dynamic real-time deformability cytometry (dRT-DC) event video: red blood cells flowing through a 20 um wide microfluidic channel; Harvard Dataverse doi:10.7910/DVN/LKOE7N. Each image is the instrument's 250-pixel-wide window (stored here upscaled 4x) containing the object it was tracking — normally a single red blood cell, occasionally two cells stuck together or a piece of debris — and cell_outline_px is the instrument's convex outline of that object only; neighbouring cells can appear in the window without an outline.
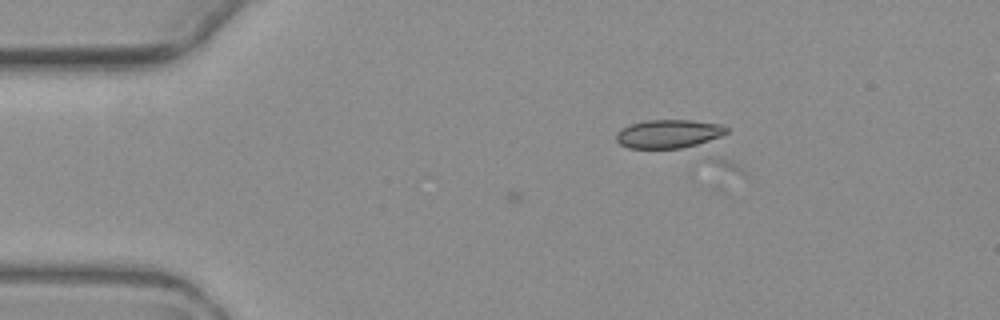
{"species": "common noctule bat (a hibernating species)", "species_latin": "Nyctalus noctula", "temperature_condition": "warm", "stored_images_in_passage": 4, "camera_frame_rate_fps": 3000, "um_per_image_px": 0.085, "animal": {"sex": "female", "body_mass_g": 19.3, "forearm_length_mm": 54.1}, "frame": {"image": 1, "passage_image": 4, "time_ms": 3.667, "image_size_px": [1000, 320], "cell_outline_px": [[728, 132], [720, 136], [696, 144], [680, 148], [628, 148], [620, 144], [616, 140], [616, 132], [620, 128], [644, 120], [688, 120], [720, 124], [728, 128]], "centroid_in_image_um": [56.78, 11.37], "position_along_channel_um": 28.2, "area_um2": 18.15}}